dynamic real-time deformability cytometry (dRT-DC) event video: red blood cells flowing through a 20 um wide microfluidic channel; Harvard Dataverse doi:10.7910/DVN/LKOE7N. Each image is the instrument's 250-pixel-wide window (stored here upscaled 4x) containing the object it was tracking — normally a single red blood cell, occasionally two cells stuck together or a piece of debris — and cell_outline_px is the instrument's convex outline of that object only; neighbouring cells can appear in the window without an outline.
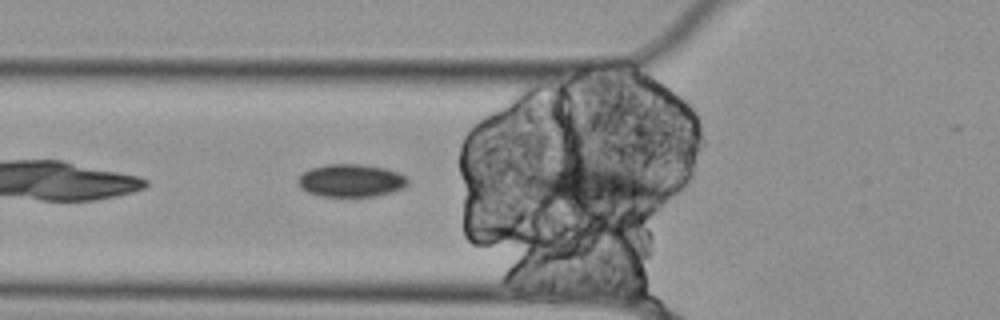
{"species": "Egyptian fruit bat (a non-hibernating species)", "species_latin": "Rousettus aegyptiacus", "temperature_condition": "cold", "stored_images_in_passage": 5, "segment_of_instrument_passage": [2, 2], "camera_frame_rate_fps": 3000, "um_per_image_px": 0.085, "animal": {"sex": "female"}, "frame": {"image": 1, "passage_image": 4, "time_ms": 1.0, "image_size_px": [1000, 320], "cell_outline_px": [[408, 184], [400, 188], [388, 192], [372, 196], [324, 196], [308, 192], [300, 184], [300, 176], [304, 172], [312, 168], [324, 164], [364, 164], [384, 168], [396, 172], [404, 176], [408, 180]], "centroid_in_image_um": [29.84, 15.32], "position_along_channel_um": 96.0, "area_um2": 20.35}}